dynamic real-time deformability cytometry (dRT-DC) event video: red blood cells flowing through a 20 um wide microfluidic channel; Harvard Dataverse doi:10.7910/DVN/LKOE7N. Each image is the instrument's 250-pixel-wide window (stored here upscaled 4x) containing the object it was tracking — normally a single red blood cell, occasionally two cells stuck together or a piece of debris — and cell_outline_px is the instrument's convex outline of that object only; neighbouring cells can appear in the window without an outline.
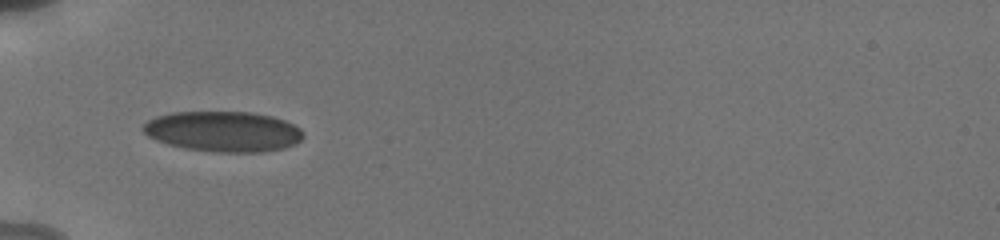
{"species": "human", "species_latin": "Homo sapiens", "temperature_condition": "cold", "stored_images_in_passage": 47, "camera_frame_rate_fps": 3000, "um_per_image_px": 0.085, "donor": {"sex": "male"}, "frame": {"image": 1, "passage_image": 1, "time_ms": 0.0, "image_size_px": [1000, 240], "cell_outline_px": [[304, 136], [296, 144], [284, 148], [264, 152], [216, 152], [184, 148], [168, 144], [156, 140], [148, 136], [140, 128], [148, 120], [156, 116], [172, 112], [248, 112], [272, 116], [284, 120], [300, 128], [304, 132]], "centroid_in_image_um": [18.98, 11.18], "position_along_channel_um": 66.0, "area_um2": 37.86}}
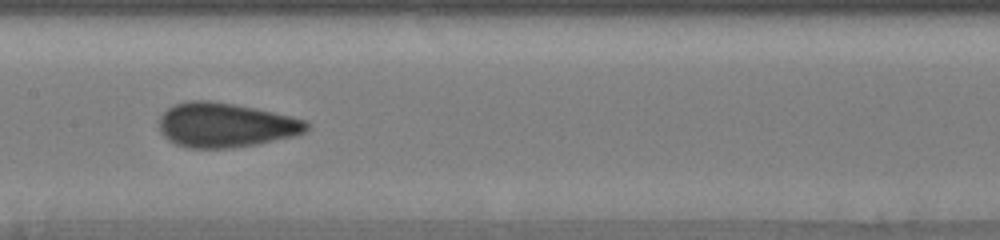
{"frame": {"image": 2, "passage_image": 15, "time_ms": 3.333, "image_size_px": [1000, 240], "cell_outline_px": [[312, 128], [304, 132], [292, 136], [256, 144], [232, 148], [188, 148], [176, 144], [168, 140], [160, 132], [160, 116], [168, 108], [176, 104], [188, 100], [208, 100], [236, 104], [256, 108], [292, 116], [304, 120]], "centroid_in_image_um": [19.16, 10.62], "position_along_channel_um": 188.2, "area_um2": 38.26}}
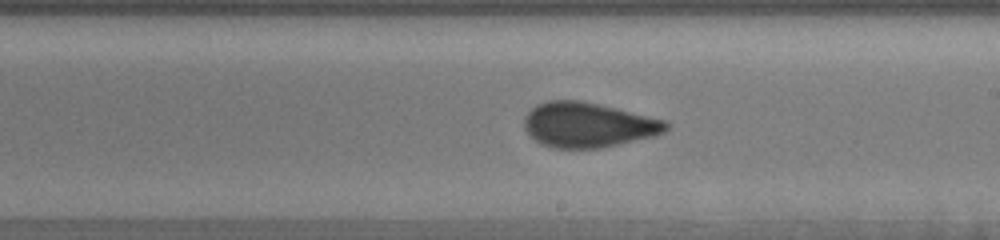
{"frame": {"image": 3, "passage_image": 21, "time_ms": 4.667, "image_size_px": [1000, 240], "cell_outline_px": [[668, 128], [664, 132], [652, 136], [600, 148], [552, 148], [540, 144], [524, 128], [524, 116], [536, 104], [548, 100], [580, 100], [664, 120], [668, 124]], "centroid_in_image_um": [49.92, 10.61], "position_along_channel_um": 239.1, "area_um2": 36.65}, "authors_computed_cell_mechanics": {"area_um2": 36.2984, "velocity_mm_per_s": 3.8355, "shape_relaxation_time_tau1_ms": 10.7329, "shape_relaxation_time_tau2_ms": 0.7981, "deformation_change_tau1": 0.1905, "deformation_change_tau2": 0.0664}}